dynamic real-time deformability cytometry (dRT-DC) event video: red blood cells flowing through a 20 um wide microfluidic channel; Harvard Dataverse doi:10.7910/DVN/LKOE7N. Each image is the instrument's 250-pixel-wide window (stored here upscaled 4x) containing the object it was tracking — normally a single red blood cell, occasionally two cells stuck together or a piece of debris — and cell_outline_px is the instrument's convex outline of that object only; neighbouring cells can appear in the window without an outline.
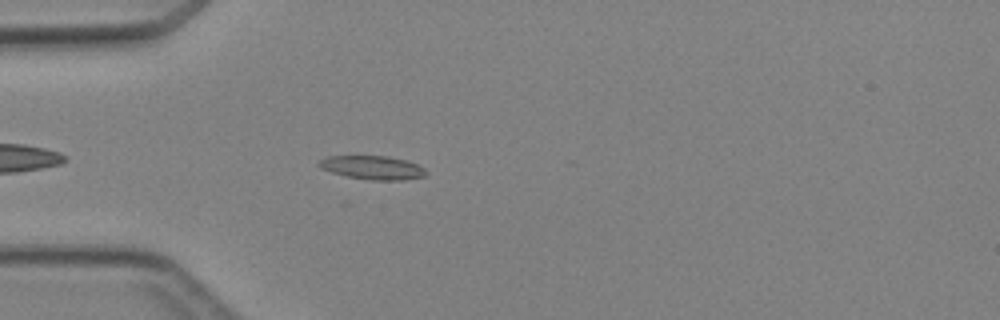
{"species": "Egyptian fruit bat (a non-hibernating species)", "species_latin": "Rousettus aegyptiacus", "temperature_condition": "cold", "stored_images_in_passage": 6, "camera_frame_rate_fps": 3000, "um_per_image_px": 0.085, "animal": {"sex": "female"}, "frame": {"image": 1, "passage_image": 6, "time_ms": 5.667, "image_size_px": [1000, 320], "cell_outline_px": [[428, 172], [424, 176], [400, 180], [372, 180], [348, 176], [332, 172], [320, 168], [320, 160], [328, 156], [388, 156], [404, 160], [416, 164], [424, 168]], "centroid_in_image_um": [31.68, 14.24], "position_along_channel_um": 53.3, "area_um2": 14.45}}